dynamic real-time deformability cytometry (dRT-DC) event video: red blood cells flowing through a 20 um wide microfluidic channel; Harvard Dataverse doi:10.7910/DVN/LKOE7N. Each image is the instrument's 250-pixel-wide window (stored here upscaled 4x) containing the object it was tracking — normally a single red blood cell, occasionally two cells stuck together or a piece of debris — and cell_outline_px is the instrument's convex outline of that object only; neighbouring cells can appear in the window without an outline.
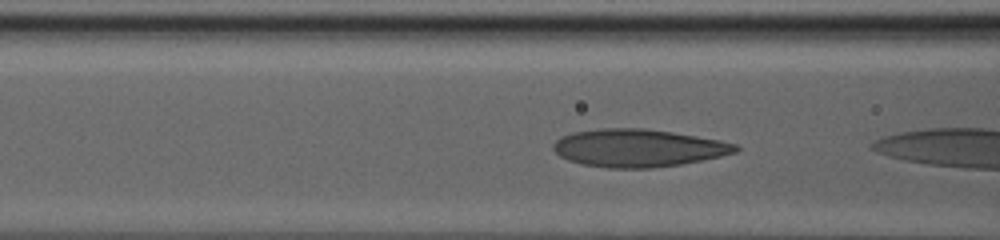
{"species": "human", "species_latin": "Homo sapiens", "temperature_condition": "warm", "stored_images_in_passage": 17, "camera_frame_rate_fps": 3000, "um_per_image_px": 0.085, "donor": {"sex": "male"}, "frame": {"image": 1, "passage_image": 3, "time_ms": 0.667, "image_size_px": [1000, 240], "cell_outline_px": [[740, 148], [736, 152], [720, 156], [680, 164], [652, 168], [608, 168], [580, 164], [568, 160], [560, 156], [552, 148], [552, 144], [560, 136], [572, 132], [604, 128], [644, 128], [672, 132], [720, 140], [736, 144]], "centroid_in_image_um": [54.2, 12.58], "position_along_channel_um": 112.4, "area_um2": 40.06}}
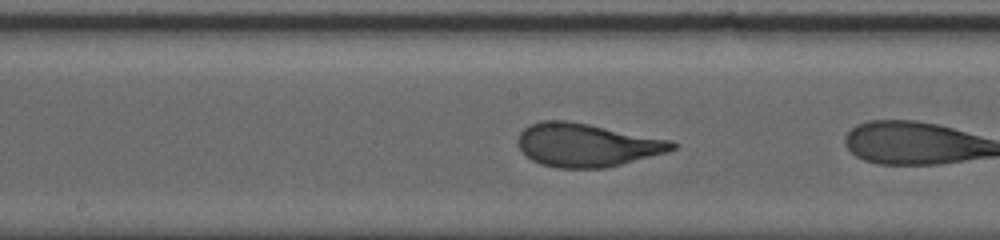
{"frame": {"image": 2, "passage_image": 12, "time_ms": 3.667, "image_size_px": [1000, 240], "cell_outline_px": [[676, 148], [668, 152], [604, 168], [556, 168], [540, 164], [532, 160], [516, 144], [516, 140], [520, 132], [528, 124], [540, 120], [564, 120], [588, 124], [672, 140], [676, 144]], "centroid_in_image_um": [49.84, 12.32], "position_along_channel_um": 198.4, "area_um2": 38.96}}